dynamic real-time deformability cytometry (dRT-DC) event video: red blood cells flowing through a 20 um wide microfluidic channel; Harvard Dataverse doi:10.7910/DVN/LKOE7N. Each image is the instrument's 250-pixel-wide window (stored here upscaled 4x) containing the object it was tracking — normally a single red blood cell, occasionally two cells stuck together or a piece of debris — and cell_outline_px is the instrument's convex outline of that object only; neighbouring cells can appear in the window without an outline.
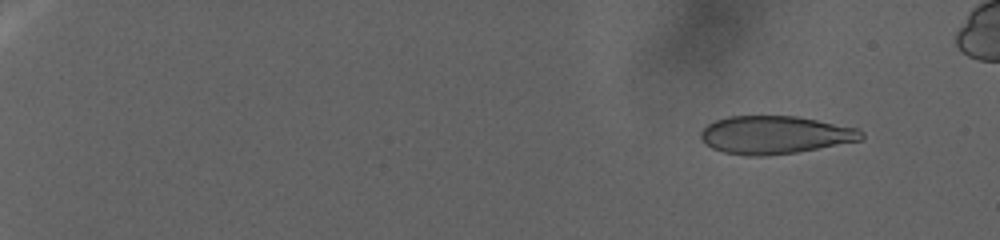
{"species": "human", "species_latin": "Homo sapiens", "temperature_condition": "warm", "stored_images_in_passage": 70, "camera_frame_rate_fps": 3000, "um_per_image_px": 0.085, "donor": {"sex": "female"}, "frame": {"image": 1, "passage_image": 9, "time_ms": 5.0, "image_size_px": [1000, 240], "cell_outline_px": [[864, 136], [860, 140], [796, 152], [768, 156], [748, 156], [724, 152], [712, 148], [700, 136], [700, 132], [708, 124], [716, 120], [728, 116], [796, 116], [856, 128], [864, 132]], "centroid_in_image_um": [65.85, 11.46], "position_along_channel_um": 19.1, "area_um2": 35.14}}
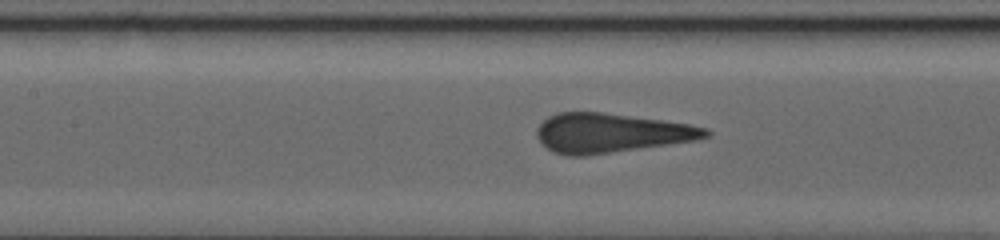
{"frame": {"image": 2, "passage_image": 49, "time_ms": 27.333, "image_size_px": [1000, 240], "cell_outline_px": [[712, 132], [708, 136], [696, 140], [584, 156], [568, 156], [556, 152], [548, 148], [536, 136], [536, 128], [548, 116], [556, 112], [604, 112], [688, 124], [708, 128]], "centroid_in_image_um": [51.91, 11.29], "position_along_channel_um": 155.5, "area_um2": 38.38}}
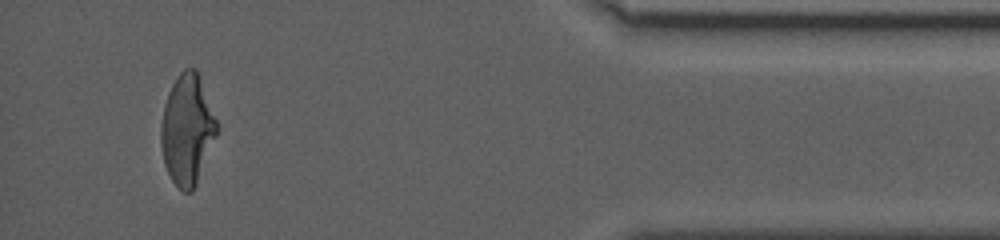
{"frame": {"image": 3, "passage_image": 68, "time_ms": 47.667, "image_size_px": [1000, 240], "cell_outline_px": [[216, 136], [196, 184], [192, 192], [184, 192], [172, 180], [164, 164], [160, 144], [160, 128], [164, 104], [168, 92], [176, 76], [184, 68], [196, 68], [200, 76], [216, 120]], "centroid_in_image_um": [15.88, 10.99], "position_along_channel_um": 419.3, "area_um2": 35.66}}